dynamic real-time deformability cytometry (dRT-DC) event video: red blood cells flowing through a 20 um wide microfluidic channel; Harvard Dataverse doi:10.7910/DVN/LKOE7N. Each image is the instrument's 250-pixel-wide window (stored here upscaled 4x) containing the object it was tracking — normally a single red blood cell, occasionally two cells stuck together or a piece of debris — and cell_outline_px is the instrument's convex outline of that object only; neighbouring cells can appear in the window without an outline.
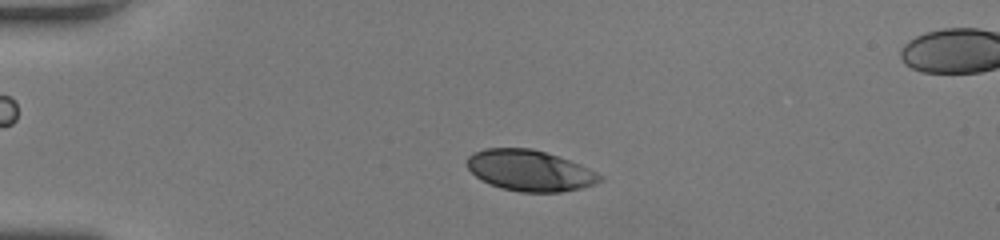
{"species": "human", "species_latin": "Homo sapiens", "temperature_condition": "room temperature", "stored_images_in_passage": 49, "camera_frame_rate_fps": 3000, "um_per_image_px": 0.085, "donor": {"sex": "female"}, "frame": {"image": 1, "passage_image": 9, "time_ms": 2.667, "image_size_px": [1000, 240], "cell_outline_px": [[604, 180], [596, 184], [580, 188], [560, 192], [520, 192], [500, 188], [488, 184], [480, 180], [468, 168], [468, 156], [472, 152], [484, 148], [532, 148], [580, 164], [604, 176]], "centroid_in_image_um": [45.03, 14.5], "position_along_channel_um": 40.0, "area_um2": 31.79}}
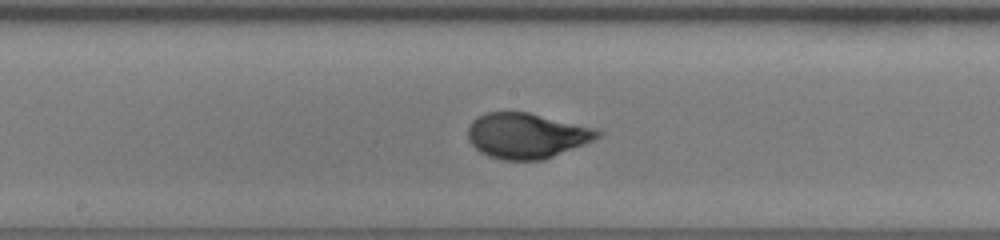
{"frame": {"image": 2, "passage_image": 25, "time_ms": 8.0, "image_size_px": [1000, 240], "cell_outline_px": [[604, 132], [600, 136], [592, 140], [544, 160], [504, 160], [488, 156], [480, 152], [468, 140], [468, 128], [472, 120], [476, 116], [488, 112], [528, 112], [600, 128]], "centroid_in_image_um": [44.78, 11.52], "position_along_channel_um": 203.4, "area_um2": 34.51}}
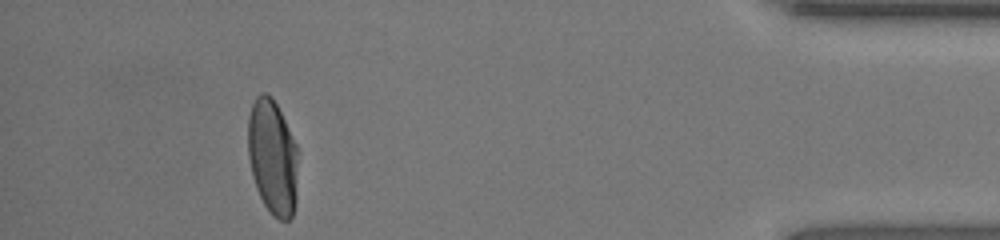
{"frame": {"image": 3, "passage_image": 45, "time_ms": 14.667, "image_size_px": [1000, 240], "cell_outline_px": [[300, 152], [296, 200], [292, 216], [288, 220], [280, 220], [264, 204], [256, 188], [252, 176], [248, 156], [248, 116], [252, 104], [256, 96], [260, 92], [264, 92], [272, 96]], "centroid_in_image_um": [23.19, 13.34], "position_along_channel_um": 412.0, "area_um2": 34.04}, "authors_computed_cell_mechanics": {"area_um2": 34.102, "velocity_mm_per_s": 3.9227, "shape_relaxation_time_tau1_ms": 4.2128, "shape_relaxation_time_tau2_ms": null, "deformation_change_tau1": 0.1875, "deformation_change_tau2": null}}